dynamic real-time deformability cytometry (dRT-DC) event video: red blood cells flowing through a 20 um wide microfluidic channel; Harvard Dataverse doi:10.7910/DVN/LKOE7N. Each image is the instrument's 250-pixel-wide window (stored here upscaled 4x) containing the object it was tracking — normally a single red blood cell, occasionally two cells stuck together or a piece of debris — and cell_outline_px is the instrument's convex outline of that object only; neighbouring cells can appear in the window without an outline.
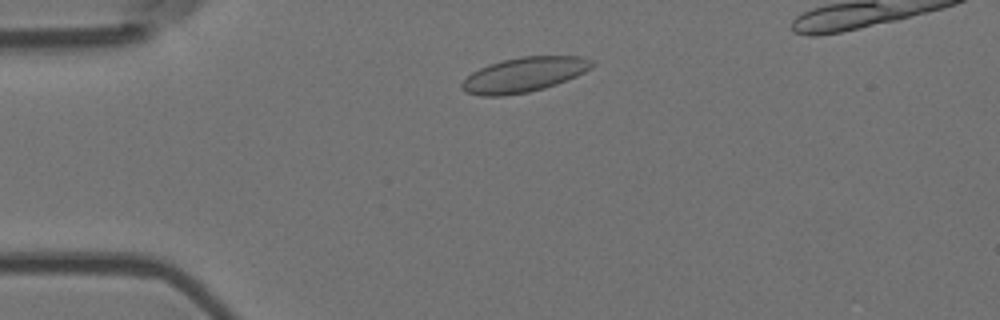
{"species": "Egyptian fruit bat (a non-hibernating species)", "species_latin": "Rousettus aegyptiacus", "temperature_condition": "room temperature", "stored_images_in_passage": 2, "camera_frame_rate_fps": 3000, "um_per_image_px": 0.085, "animal": {"sex": "female"}, "frame": {"image": 1, "passage_image": 2, "time_ms": 0.333, "image_size_px": [1000, 320], "cell_outline_px": [[596, 64], [592, 68], [576, 76], [556, 84], [544, 88], [528, 92], [504, 96], [480, 96], [464, 92], [460, 88], [460, 84], [472, 72], [488, 64], [520, 56], [580, 56], [592, 60]], "centroid_in_image_um": [44.53, 6.35], "position_along_channel_um": 40.5, "area_um2": 26.47}}